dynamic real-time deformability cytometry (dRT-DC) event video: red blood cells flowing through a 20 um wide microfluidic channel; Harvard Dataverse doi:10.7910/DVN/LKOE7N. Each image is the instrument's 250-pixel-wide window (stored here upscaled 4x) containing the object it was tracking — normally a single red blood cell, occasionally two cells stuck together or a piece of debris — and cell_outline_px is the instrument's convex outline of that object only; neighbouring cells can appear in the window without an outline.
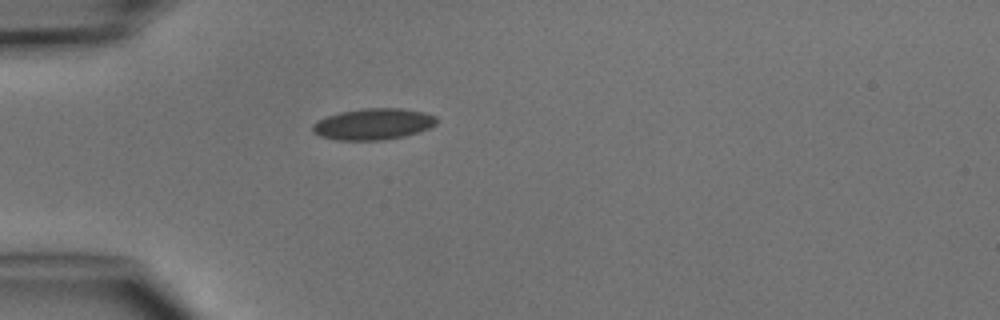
{"species": "common noctule bat (a hibernating species)", "species_latin": "Nyctalus noctula", "temperature_condition": "cold", "stored_images_in_passage": 1, "camera_frame_rate_fps": 3000, "um_per_image_px": 0.085, "animal": {"sex": "male", "body_mass_g": 15.6}, "frame": {"image": 1, "passage_image": 1, "time_ms": 0.0, "image_size_px": [1000, 320], "cell_outline_px": [[436, 124], [428, 128], [404, 136], [384, 140], [336, 140], [320, 136], [312, 132], [312, 124], [316, 120], [340, 112], [364, 108], [400, 108], [424, 112], [436, 116]], "centroid_in_image_um": [31.69, 10.54], "position_along_channel_um": 53.3, "area_um2": 22.6}}